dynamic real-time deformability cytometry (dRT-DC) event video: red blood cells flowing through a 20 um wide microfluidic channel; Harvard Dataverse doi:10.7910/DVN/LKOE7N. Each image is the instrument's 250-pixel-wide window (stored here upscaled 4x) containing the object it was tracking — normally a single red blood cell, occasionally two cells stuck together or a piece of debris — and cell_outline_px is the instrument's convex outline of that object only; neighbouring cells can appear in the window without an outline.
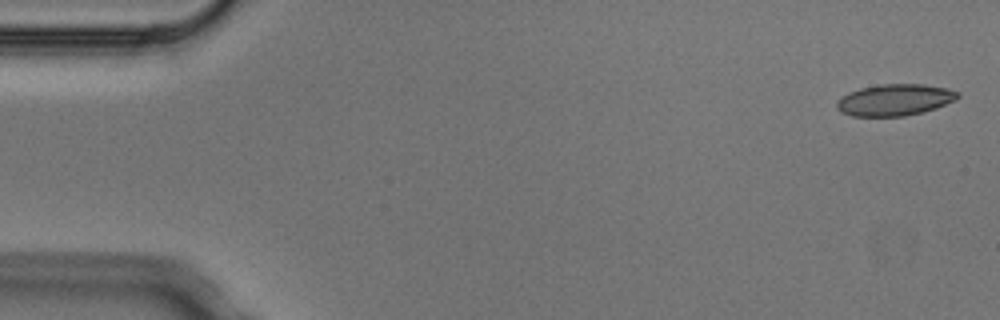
{"species": "Egyptian fruit bat (a non-hibernating species)", "species_latin": "Rousettus aegyptiacus", "temperature_condition": "cold", "stored_images_in_passage": 5, "camera_frame_rate_fps": 3000, "um_per_image_px": 0.085, "animal": {"sex": "male"}, "frame": {"image": 1, "passage_image": 1, "time_ms": 0.0, "image_size_px": [1000, 320], "cell_outline_px": [[960, 96], [956, 100], [936, 108], [904, 116], [852, 116], [840, 112], [836, 108], [836, 100], [840, 96], [848, 92], [860, 88], [880, 84], [924, 84], [948, 88], [960, 92]], "centroid_in_image_um": [76.04, 8.48], "position_along_channel_um": 9.0, "area_um2": 22.48}}